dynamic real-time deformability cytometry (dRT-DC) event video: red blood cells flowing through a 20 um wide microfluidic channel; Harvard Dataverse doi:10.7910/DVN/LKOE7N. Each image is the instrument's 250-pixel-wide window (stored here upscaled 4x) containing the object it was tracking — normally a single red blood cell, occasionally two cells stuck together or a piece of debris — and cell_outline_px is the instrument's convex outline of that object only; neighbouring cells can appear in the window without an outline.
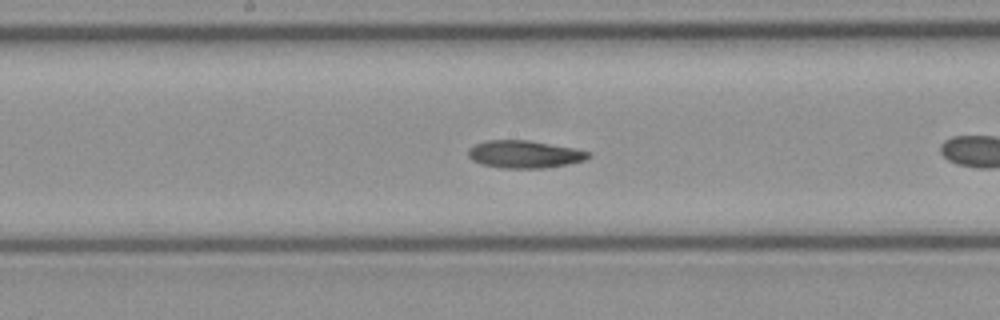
{"species": "common noctule bat (a hibernating species)", "species_latin": "Nyctalus noctula", "temperature_condition": "cold", "stored_images_in_passage": 30, "camera_frame_rate_fps": 3000, "um_per_image_px": 0.085, "animal": {"sex": "female", "body_mass_g": 21.9}, "frame": {"image": 1, "passage_image": 13, "time_ms": 4.0, "image_size_px": [1000, 320], "cell_outline_px": [[592, 156], [584, 160], [568, 164], [544, 168], [504, 168], [480, 164], [472, 160], [468, 156], [468, 148], [484, 140], [528, 140], [572, 148], [592, 152]], "centroid_in_image_um": [44.56, 13.11], "position_along_channel_um": 203.6, "area_um2": 19.31}}